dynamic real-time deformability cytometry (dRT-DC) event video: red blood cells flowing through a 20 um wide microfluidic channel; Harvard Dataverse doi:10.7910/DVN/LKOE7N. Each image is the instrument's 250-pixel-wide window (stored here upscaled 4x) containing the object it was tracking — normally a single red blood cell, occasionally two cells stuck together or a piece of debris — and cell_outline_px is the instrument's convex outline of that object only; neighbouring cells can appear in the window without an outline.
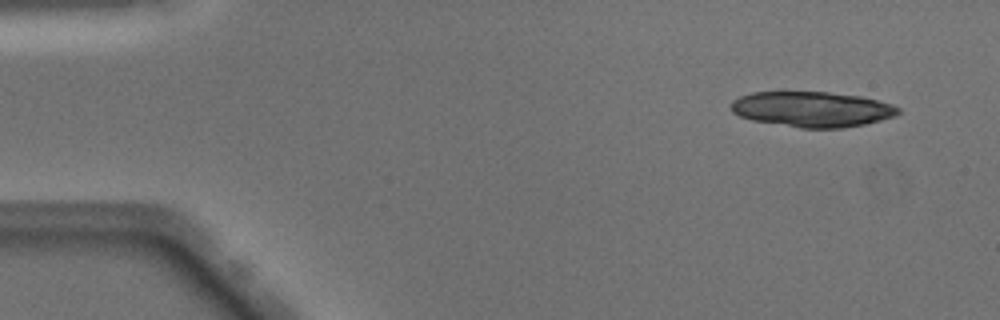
{"species": "Egyptian fruit bat (a non-hibernating species)", "species_latin": "Rousettus aegyptiacus", "temperature_condition": "warm", "stored_images_in_passage": 13, "camera_frame_rate_fps": 3000, "um_per_image_px": 0.085, "animal": {"sex": "male"}, "frame": {"image": 1, "passage_image": 4, "time_ms": 1.0, "image_size_px": [1000, 320], "cell_outline_px": [[900, 112], [896, 116], [864, 124], [840, 128], [800, 128], [752, 120], [740, 116], [732, 112], [732, 100], [740, 96], [752, 92], [828, 92], [860, 96], [892, 104], [900, 108]], "centroid_in_image_um": [69.03, 9.28], "position_along_channel_um": 16.0, "area_um2": 34.39}}